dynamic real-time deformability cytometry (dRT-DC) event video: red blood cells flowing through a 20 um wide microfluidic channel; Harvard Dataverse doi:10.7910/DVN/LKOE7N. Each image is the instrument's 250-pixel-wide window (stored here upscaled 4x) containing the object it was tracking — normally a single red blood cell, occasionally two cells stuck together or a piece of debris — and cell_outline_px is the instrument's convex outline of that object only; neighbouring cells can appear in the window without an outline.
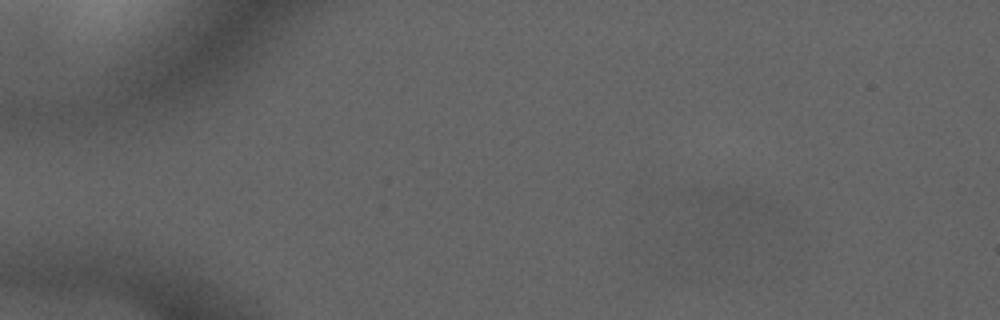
{"species": "common noctule bat (a hibernating species)", "species_latin": "Nyctalus noctula", "temperature_condition": "cold", "stored_images_in_passage": 5, "camera_frame_rate_fps": 3000, "um_per_image_px": 0.085, "animal": {"sex": "male", "forearm_length_mm": 52.5}, "frame": {"image": 1, "passage_image": 2, "time_ms": 1.333, "image_size_px": [1000, 320], "cell_outline_px": [[772, 208], [764, 212], [744, 220], [720, 220], [692, 192], [732, 192], [764, 204]], "centroid_in_image_um": [62.16, 17.46], "position_along_channel_um": 22.8, "area_um2": 10.0}}